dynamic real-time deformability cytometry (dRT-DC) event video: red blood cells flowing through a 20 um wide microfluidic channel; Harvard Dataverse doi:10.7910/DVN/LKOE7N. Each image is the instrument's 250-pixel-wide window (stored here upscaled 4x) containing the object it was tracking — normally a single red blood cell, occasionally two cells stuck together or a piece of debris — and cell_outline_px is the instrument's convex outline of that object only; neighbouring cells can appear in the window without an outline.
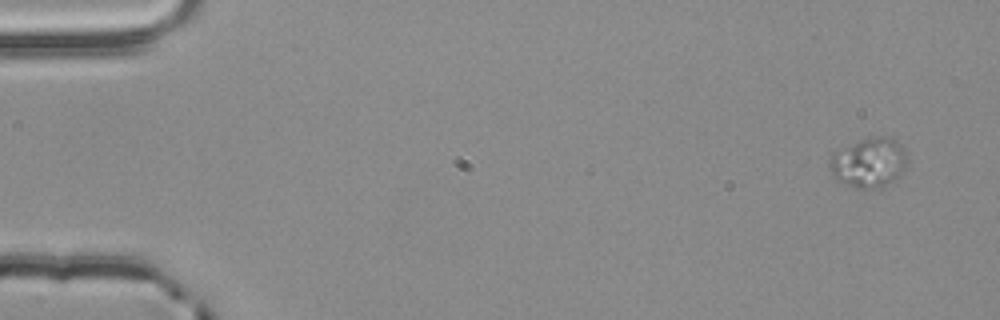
{"species": "common noctule bat (a hibernating species)", "species_latin": "Nyctalus noctula", "temperature_condition": "room temperature", "stored_images_in_passage": 5, "camera_frame_rate_fps": 3000, "um_per_image_px": 0.085, "animal": {"sex": "male", "body_mass_g": 20.4}, "frame": {"image": 1, "passage_image": 1, "time_ms": 0.0, "image_size_px": [1000, 320], "cell_outline_px": [[908, 168], [904, 172], [880, 188], [856, 188], [836, 180], [832, 176], [832, 152], [840, 148], [860, 140], [872, 136], [884, 136], [896, 140], [904, 148], [908, 160]], "centroid_in_image_um": [73.91, 13.81], "position_along_channel_um": 11.1, "area_um2": 22.48}}
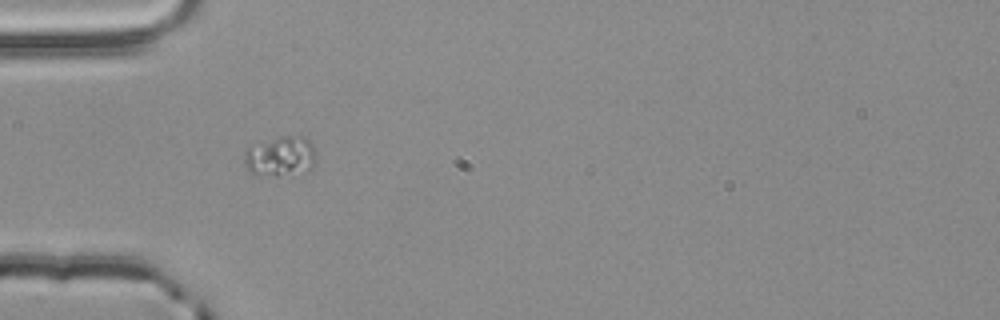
{"frame": {"image": 2, "passage_image": 4, "time_ms": 1.0, "image_size_px": [1000, 320], "cell_outline_px": [[316, 160], [312, 168], [276, 176], [252, 172], [248, 168], [244, 160], [244, 152], [248, 148], [280, 136], [308, 136], [316, 152]], "centroid_in_image_um": [23.9, 13.25], "position_along_channel_um": 61.1, "area_um2": 16.3}}